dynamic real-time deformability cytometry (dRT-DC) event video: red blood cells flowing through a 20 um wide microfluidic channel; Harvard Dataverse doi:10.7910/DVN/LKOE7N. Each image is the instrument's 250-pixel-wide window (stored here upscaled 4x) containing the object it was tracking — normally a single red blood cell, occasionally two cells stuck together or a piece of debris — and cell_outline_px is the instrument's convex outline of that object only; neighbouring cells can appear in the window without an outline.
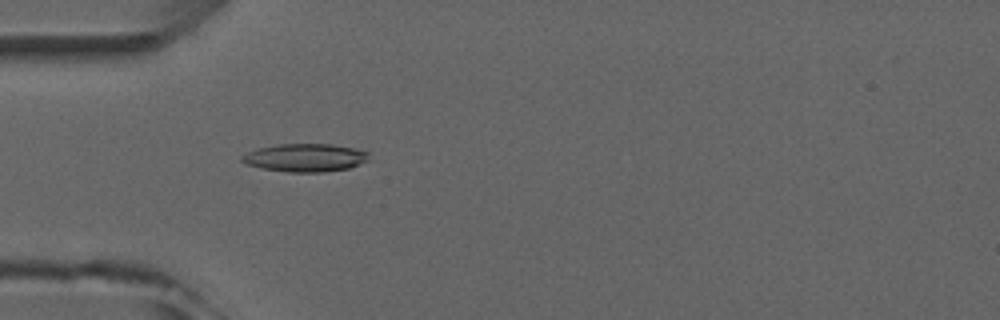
{"species": "common noctule bat (a hibernating species)", "species_latin": "Nyctalus noctula", "temperature_condition": "room temperature", "stored_images_in_passage": 4, "camera_frame_rate_fps": 3000, "um_per_image_px": 0.085, "animal": {"sex": "male", "forearm_length_mm": 52.5}, "frame": {"image": 1, "passage_image": 4, "time_ms": 4.667, "image_size_px": [1000, 320], "cell_outline_px": [[372, 160], [348, 168], [324, 172], [288, 172], [264, 168], [244, 164], [240, 160], [240, 156], [248, 152], [260, 148], [280, 144], [332, 144], [352, 148], [368, 152]], "centroid_in_image_um": [25.97, 13.41], "position_along_channel_um": 59.0, "area_um2": 20.75}}